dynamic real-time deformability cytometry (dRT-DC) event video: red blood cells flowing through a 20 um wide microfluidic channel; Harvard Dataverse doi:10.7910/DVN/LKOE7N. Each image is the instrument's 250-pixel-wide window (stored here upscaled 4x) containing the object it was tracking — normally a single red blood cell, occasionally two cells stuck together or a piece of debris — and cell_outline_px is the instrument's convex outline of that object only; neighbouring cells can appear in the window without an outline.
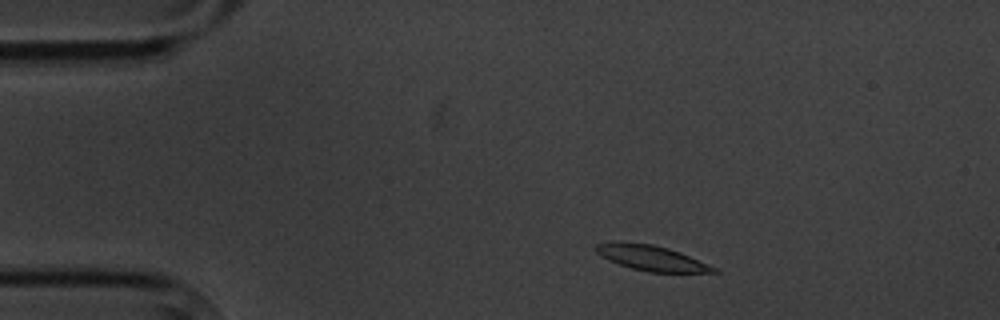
{"species": "common noctule bat (a hibernating species)", "species_latin": "Nyctalus noctula", "temperature_condition": "cold", "stored_images_in_passage": 5, "camera_frame_rate_fps": 3000, "um_per_image_px": 0.085, "animal": {"sex": "male", "body_mass_g": 20.1, "forearm_length_mm": 53.5}, "frame": {"image": 1, "passage_image": 2, "time_ms": 1.0, "image_size_px": [1000, 320], "cell_outline_px": [[720, 272], [648, 272], [632, 268], [608, 260], [596, 252], [596, 244], [616, 240], [652, 244], [668, 248], [680, 252], [720, 268]], "centroid_in_image_um": [55.39, 21.91], "position_along_channel_um": 29.6, "area_um2": 17.51}}
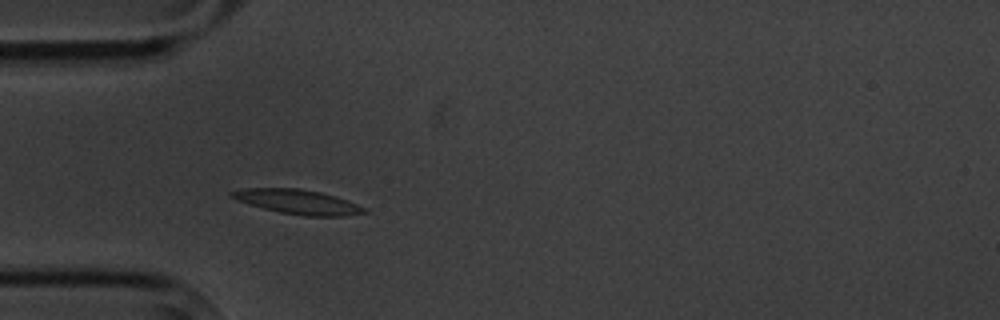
{"frame": {"image": 2, "passage_image": 4, "time_ms": 3.333, "image_size_px": [1000, 320], "cell_outline_px": [[368, 212], [344, 216], [304, 216], [280, 212], [248, 204], [236, 200], [228, 196], [228, 192], [244, 188], [300, 188], [320, 192], [336, 196], [348, 200], [368, 208]], "centroid_in_image_um": [25.32, 17.15], "position_along_channel_um": 59.7, "area_um2": 19.13}}
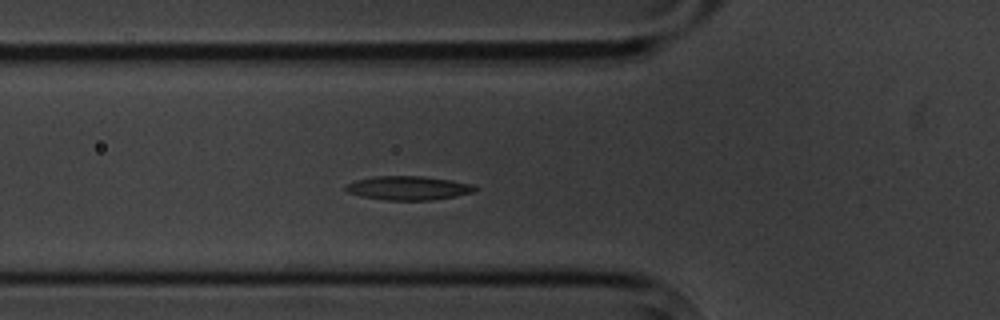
{"frame": {"image": 3, "passage_image": 5, "time_ms": 4.333, "image_size_px": [1000, 320], "cell_outline_px": [[480, 188], [476, 192], [456, 196], [432, 200], [384, 200], [360, 196], [348, 192], [344, 188], [348, 184], [356, 180], [376, 176], [424, 176], [452, 180], [472, 184]], "centroid_in_image_um": [34.77, 15.98], "position_along_channel_um": 91.0, "area_um2": 18.15}}